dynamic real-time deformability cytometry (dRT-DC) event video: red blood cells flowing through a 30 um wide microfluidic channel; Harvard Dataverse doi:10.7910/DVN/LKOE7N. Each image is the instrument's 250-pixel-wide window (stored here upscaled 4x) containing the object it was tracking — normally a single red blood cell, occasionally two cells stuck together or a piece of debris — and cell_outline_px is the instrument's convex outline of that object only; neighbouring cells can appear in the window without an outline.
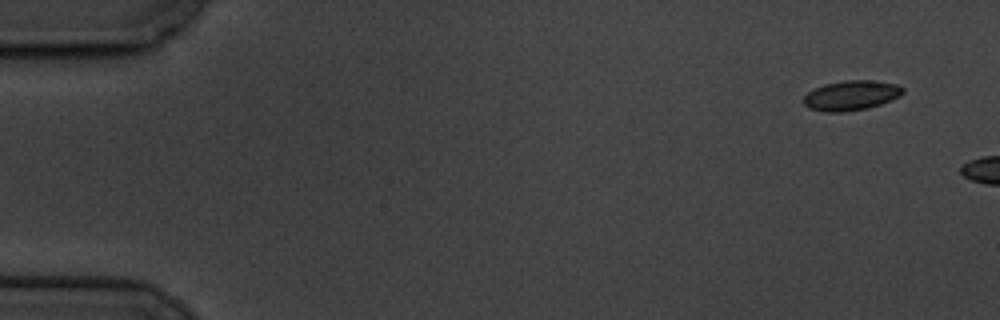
{"species": "common noctule bat (a hibernating species)", "species_latin": "Nyctalus noctula", "temperature_condition": "cold", "stored_images_in_passage": 3, "camera_frame_rate_fps": 3000, "um_per_image_px": 0.085, "animal": {"sex": "male", "body_mass_g": 19.5, "forearm_length_mm": 54.6}, "frame": {"image": 1, "passage_image": 1, "time_ms": 0.0, "image_size_px": [1000, 320], "cell_outline_px": [[904, 92], [900, 96], [880, 104], [868, 108], [844, 112], [824, 112], [808, 108], [800, 100], [808, 92], [824, 84], [844, 80], [872, 80], [896, 84], [904, 88]], "centroid_in_image_um": [72.32, 8.11], "position_along_channel_um": 12.7, "area_um2": 17.4}}